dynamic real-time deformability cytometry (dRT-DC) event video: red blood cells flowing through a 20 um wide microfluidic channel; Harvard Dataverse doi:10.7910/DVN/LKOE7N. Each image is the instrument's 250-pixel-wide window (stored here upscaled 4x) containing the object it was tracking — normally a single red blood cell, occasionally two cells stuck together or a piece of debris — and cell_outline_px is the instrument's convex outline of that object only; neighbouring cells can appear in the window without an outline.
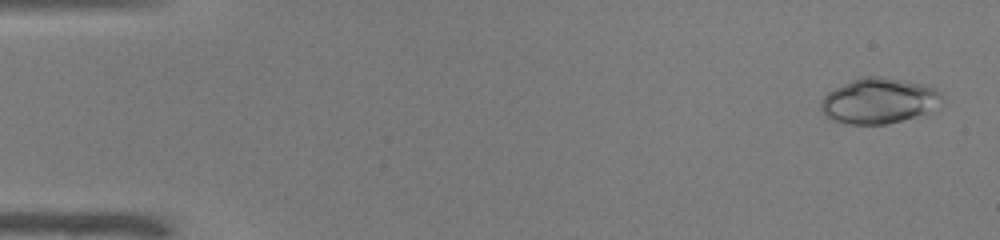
{"species": "common noctule bat (a hibernating species)", "species_latin": "Nyctalus noctula", "temperature_condition": "warm", "stored_images_in_passage": 11, "camera_frame_rate_fps": 3000, "um_per_image_px": 0.085, "animal": {"sex": "male", "body_mass_g": 19.0, "forearm_length_mm": 50.8}, "frame": {"image": 1, "passage_image": 2, "time_ms": 0.333, "image_size_px": [1000, 240], "cell_outline_px": [[944, 100], [924, 116], [888, 124], [848, 124], [832, 120], [824, 116], [820, 108], [820, 104], [824, 96], [828, 92], [852, 80], [864, 76], [880, 76], [920, 84], [936, 88], [940, 92]], "centroid_in_image_um": [74.73, 8.6], "position_along_channel_um": 10.3, "area_um2": 32.31}}